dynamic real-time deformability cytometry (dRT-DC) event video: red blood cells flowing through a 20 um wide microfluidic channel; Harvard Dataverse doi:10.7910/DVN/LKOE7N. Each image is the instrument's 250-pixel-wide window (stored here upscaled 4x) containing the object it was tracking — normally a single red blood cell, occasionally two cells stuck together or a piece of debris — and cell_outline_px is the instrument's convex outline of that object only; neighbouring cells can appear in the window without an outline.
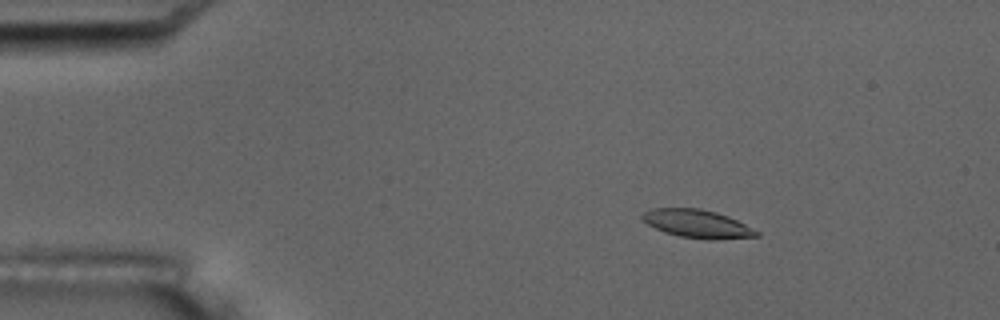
{"species": "common noctule bat (a hibernating species)", "species_latin": "Nyctalus noctula", "temperature_condition": "room temperature", "stored_images_in_passage": 6, "camera_frame_rate_fps": 3000, "um_per_image_px": 0.085, "animal": {"sex": "male", "body_mass_g": 17.5, "forearm_length_mm": 52.3}, "frame": {"image": 1, "passage_image": 3, "time_ms": 2.333, "image_size_px": [1000, 320], "cell_outline_px": [[760, 236], [712, 240], [708, 240], [680, 236], [664, 232], [648, 224], [640, 216], [644, 212], [652, 208], [700, 208], [716, 212], [728, 216], [760, 232]], "centroid_in_image_um": [59.27, 19.02], "position_along_channel_um": 25.7, "area_um2": 18.67}}